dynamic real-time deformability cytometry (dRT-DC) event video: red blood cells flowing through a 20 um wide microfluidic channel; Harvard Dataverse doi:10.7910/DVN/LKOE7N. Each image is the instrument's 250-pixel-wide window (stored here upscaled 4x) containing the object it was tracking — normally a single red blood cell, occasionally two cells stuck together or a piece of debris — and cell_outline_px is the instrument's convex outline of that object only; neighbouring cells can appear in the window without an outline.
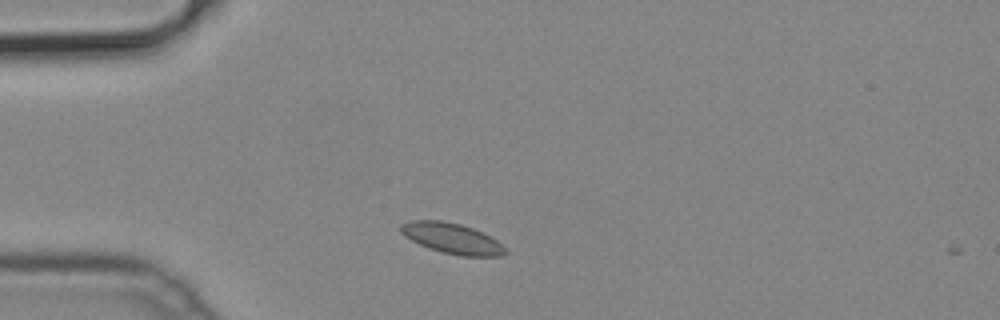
{"species": "common noctule bat (a hibernating species)", "species_latin": "Nyctalus noctula", "temperature_condition": "cold", "stored_images_in_passage": 3, "camera_frame_rate_fps": 3000, "um_per_image_px": 0.085, "animal": {"sex": "male", "body_mass_g": 19.2, "forearm_length_mm": 51.8}, "frame": {"image": 1, "passage_image": 1, "time_ms": 0.0, "image_size_px": [1000, 320], "cell_outline_px": [[508, 252], [500, 256], [460, 256], [428, 248], [404, 236], [400, 232], [400, 224], [412, 220], [440, 220], [460, 224], [472, 228], [496, 240]], "centroid_in_image_um": [38.38, 20.26], "position_along_channel_um": 46.6, "area_um2": 18.32}}